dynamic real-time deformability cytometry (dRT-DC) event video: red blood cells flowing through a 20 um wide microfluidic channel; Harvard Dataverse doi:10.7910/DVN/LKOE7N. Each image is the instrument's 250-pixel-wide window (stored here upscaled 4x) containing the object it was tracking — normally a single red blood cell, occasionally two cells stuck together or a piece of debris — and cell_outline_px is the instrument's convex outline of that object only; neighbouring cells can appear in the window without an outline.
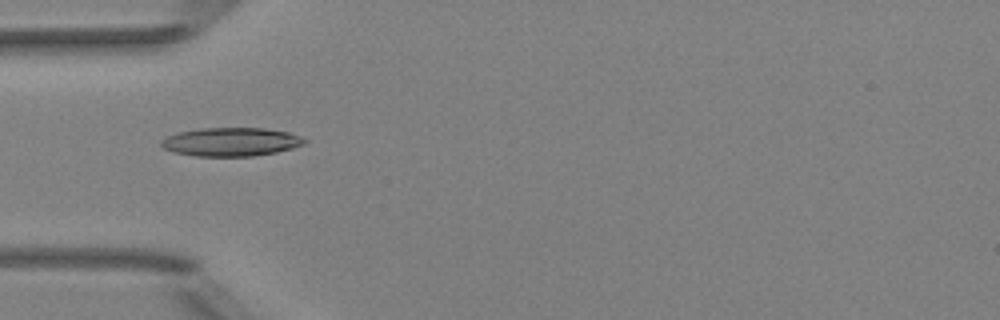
{"species": "Egyptian fruit bat (a non-hibernating species)", "species_latin": "Rousettus aegyptiacus", "temperature_condition": "room temperature", "stored_images_in_passage": 30, "camera_frame_rate_fps": 3000, "um_per_image_px": 0.085, "animal": {"sex": "female"}, "frame": {"image": 1, "passage_image": 1, "time_ms": 0.0, "image_size_px": [1000, 320], "cell_outline_px": [[308, 140], [304, 144], [292, 148], [276, 152], [252, 156], [196, 156], [176, 152], [164, 148], [160, 144], [160, 140], [168, 136], [180, 132], [200, 128], [264, 128], [288, 132], [300, 136]], "centroid_in_image_um": [19.66, 12.05], "position_along_channel_um": 65.3, "area_um2": 23.7}}
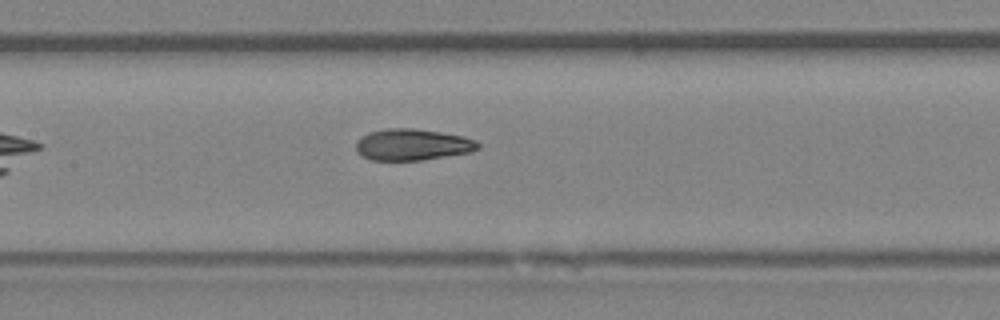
{"frame": {"image": 2, "passage_image": 9, "time_ms": 2.667, "image_size_px": [1000, 320], "cell_outline_px": [[480, 148], [472, 152], [420, 160], [372, 160], [360, 156], [356, 152], [356, 140], [368, 132], [388, 128], [412, 128], [440, 132], [464, 136], [476, 140], [480, 144]], "centroid_in_image_um": [35.05, 12.29], "position_along_channel_um": 172.4, "area_um2": 22.54}}
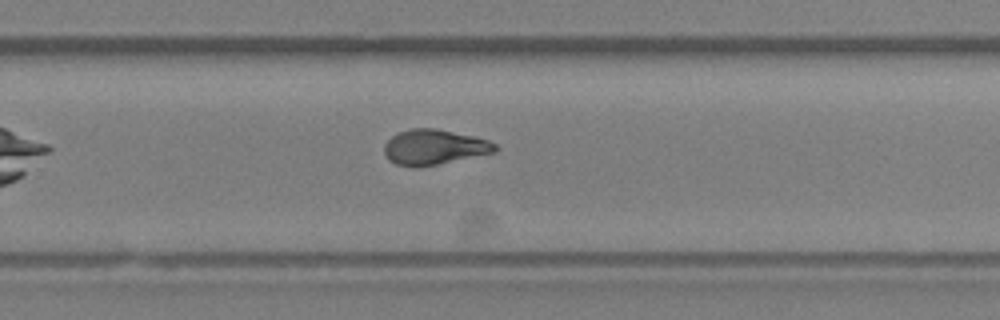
{"frame": {"image": 3, "passage_image": 18, "time_ms": 5.667, "image_size_px": [1000, 320], "cell_outline_px": [[500, 148], [496, 152], [416, 168], [412, 168], [396, 164], [388, 160], [384, 152], [384, 144], [392, 136], [400, 132], [412, 128], [436, 128], [472, 136], [488, 140], [496, 144]], "centroid_in_image_um": [36.89, 12.51], "position_along_channel_um": 292.9, "area_um2": 22.72}, "authors_computed_cell_mechanics": {"area_um2": 22.7732, "velocity_mm_per_s": 4.0416, "shape_relaxation_time_tau1_ms": 6.0015, "shape_relaxation_time_tau2_ms": 1.6667, "deformation_change_tau1": 0.209, "deformation_change_tau2": 0.0736}}